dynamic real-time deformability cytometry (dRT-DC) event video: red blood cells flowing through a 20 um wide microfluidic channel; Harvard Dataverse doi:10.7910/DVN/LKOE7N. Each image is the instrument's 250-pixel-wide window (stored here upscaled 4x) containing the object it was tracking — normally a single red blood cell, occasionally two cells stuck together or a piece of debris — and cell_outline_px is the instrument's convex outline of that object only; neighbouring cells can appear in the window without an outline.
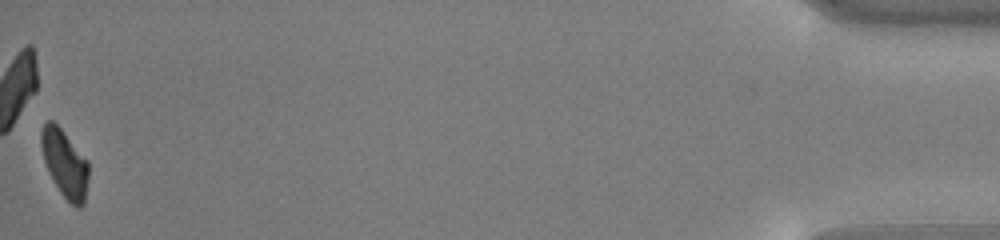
{"species": "common noctule bat (a hibernating species)", "species_latin": "Nyctalus noctula", "temperature_condition": "cold", "stored_images_in_passage": 50, "camera_frame_rate_fps": 3000, "um_per_image_px": 0.085, "animal": {"sex": "male", "body_mass_g": 13.0, "forearm_length_mm": 53.1}, "frame": {"image": 1, "passage_image": 50, "time_ms": 16.333, "image_size_px": [1000, 240], "cell_outline_px": [[88, 176], [84, 204], [80, 208], [76, 208], [60, 192], [52, 180], [48, 172], [44, 160], [40, 140], [40, 132], [44, 124], [48, 120], [52, 120], [64, 132], [88, 160]], "centroid_in_image_um": [5.5, 13.9], "position_along_channel_um": 429.7, "area_um2": 18.61}, "authors_computed_cell_mechanics": {"area_um2": 20.4901, "velocity_mm_per_s": 3.8275, "shape_relaxation_time_tau1_ms": 1.8649, "shape_relaxation_time_tau2_ms": null, "deformation_change_tau1": 0.1176, "deformation_change_tau2": null}}